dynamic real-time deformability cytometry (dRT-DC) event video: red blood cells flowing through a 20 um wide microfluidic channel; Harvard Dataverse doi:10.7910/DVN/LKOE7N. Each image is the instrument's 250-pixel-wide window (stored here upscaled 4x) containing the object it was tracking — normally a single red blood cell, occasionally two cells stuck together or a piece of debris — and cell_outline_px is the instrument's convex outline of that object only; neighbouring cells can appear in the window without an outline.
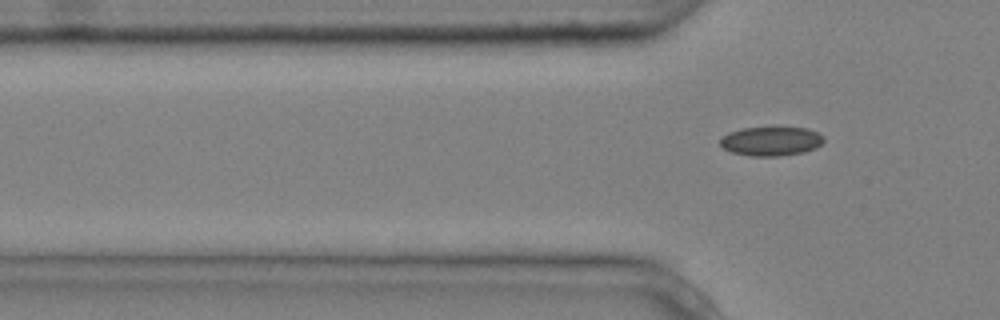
{"species": "common noctule bat (a hibernating species)", "species_latin": "Nyctalus noctula", "temperature_condition": "cold", "stored_images_in_passage": 2, "camera_frame_rate_fps": 3000, "um_per_image_px": 0.085, "animal": {"sex": "male", "body_mass_g": 20.4}, "frame": {"image": 1, "passage_image": 2, "time_ms": 0.333, "image_size_px": [1000, 320], "cell_outline_px": [[824, 140], [816, 148], [804, 152], [780, 156], [748, 156], [732, 152], [724, 148], [720, 144], [720, 136], [728, 132], [744, 128], [772, 124], [808, 128], [824, 136]], "centroid_in_image_um": [65.54, 11.95], "position_along_channel_um": 60.3, "area_um2": 18.5}}